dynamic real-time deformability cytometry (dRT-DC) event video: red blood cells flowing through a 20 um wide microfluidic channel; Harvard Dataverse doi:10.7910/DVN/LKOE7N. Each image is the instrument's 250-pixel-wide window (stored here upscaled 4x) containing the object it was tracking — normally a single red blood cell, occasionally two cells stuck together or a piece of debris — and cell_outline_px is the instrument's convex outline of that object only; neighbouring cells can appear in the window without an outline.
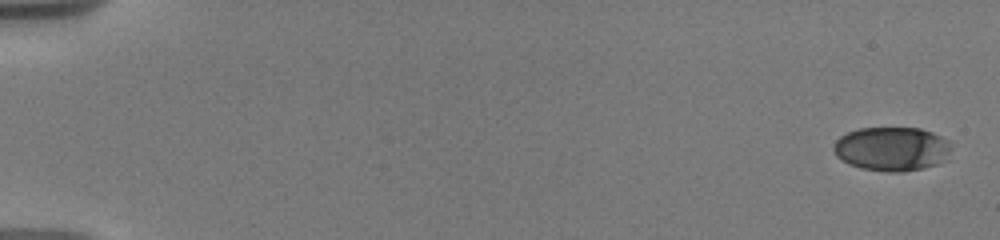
{"species": "human", "species_latin": "Homo sapiens", "temperature_condition": "warm", "stored_images_in_passage": 14, "camera_frame_rate_fps": 3000, "um_per_image_px": 0.085, "donor": {"sex": "male"}, "frame": {"image": 1, "passage_image": 1, "time_ms": 0.0, "image_size_px": [1000, 240], "cell_outline_px": [[948, 160], [940, 164], [924, 168], [904, 172], [888, 172], [860, 168], [848, 164], [836, 156], [832, 148], [836, 140], [840, 136], [856, 128], [920, 128], [932, 132], [948, 140]], "centroid_in_image_um": [75.79, 12.67], "position_along_channel_um": 9.2, "area_um2": 30.46}}
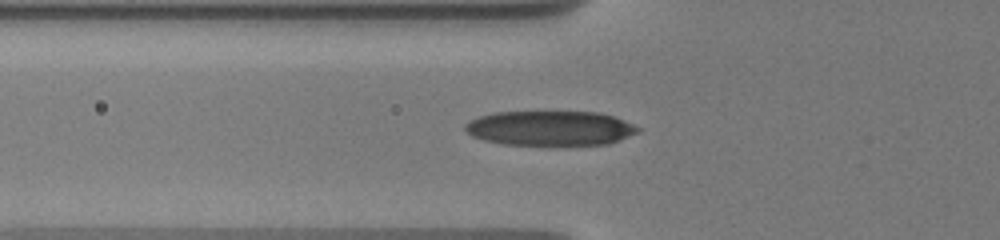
{"frame": {"image": 2, "passage_image": 10, "time_ms": 6.667, "image_size_px": [1000, 240], "cell_outline_px": [[640, 132], [608, 144], [504, 144], [484, 140], [472, 136], [464, 128], [464, 124], [468, 120], [492, 112], [600, 112], [624, 120], [640, 128]], "centroid_in_image_um": [46.75, 10.88], "position_along_channel_um": 79.1, "area_um2": 34.74}}
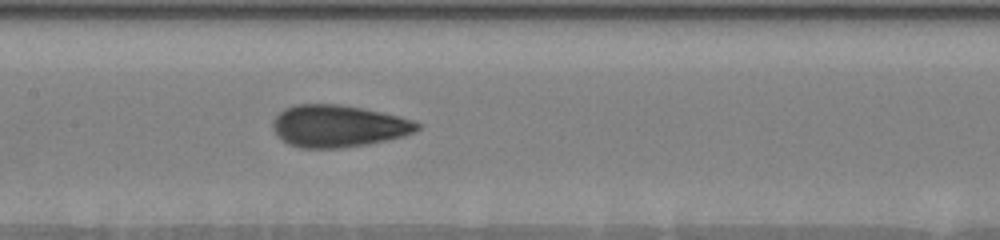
{"frame": {"image": 3, "passage_image": 14, "time_ms": 9.333, "image_size_px": [1000, 240], "cell_outline_px": [[420, 128], [404, 136], [368, 144], [344, 148], [300, 148], [288, 144], [276, 136], [272, 128], [272, 120], [284, 108], [296, 104], [340, 104], [400, 116], [412, 120], [420, 124]], "centroid_in_image_um": [28.71, 10.72], "position_along_channel_um": 178.7, "area_um2": 35.55}}